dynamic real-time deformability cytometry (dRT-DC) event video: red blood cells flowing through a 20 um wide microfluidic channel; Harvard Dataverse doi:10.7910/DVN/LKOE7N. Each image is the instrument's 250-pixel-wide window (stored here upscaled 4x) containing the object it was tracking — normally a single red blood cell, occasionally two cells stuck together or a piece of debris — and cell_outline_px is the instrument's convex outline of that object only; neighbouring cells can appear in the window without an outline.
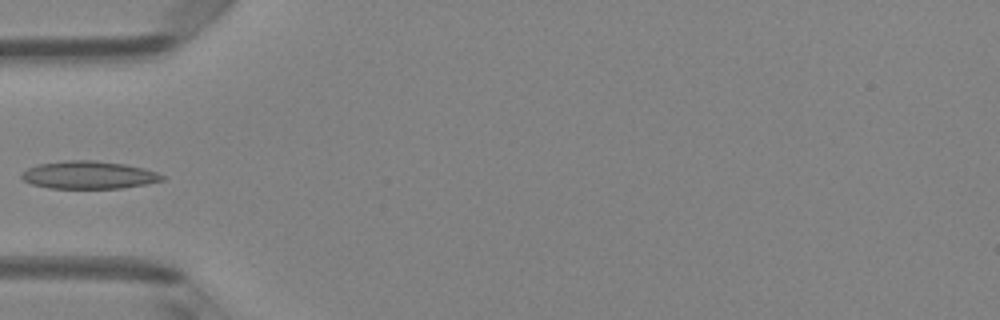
{"species": "Egyptian fruit bat (a non-hibernating species)", "species_latin": "Rousettus aegyptiacus", "temperature_condition": "room temperature", "stored_images_in_passage": 4, "camera_frame_rate_fps": 3000, "um_per_image_px": 0.085, "animal": {"sex": "female"}, "frame": {"image": 1, "passage_image": 4, "time_ms": 1.0, "image_size_px": [1000, 320], "cell_outline_px": [[168, 176], [164, 180], [148, 184], [124, 188], [48, 188], [32, 184], [24, 180], [20, 176], [28, 168], [36, 164], [64, 160], [96, 160], [124, 164], [144, 168]], "centroid_in_image_um": [7.59, 14.87], "position_along_channel_um": 77.4, "area_um2": 22.95}}